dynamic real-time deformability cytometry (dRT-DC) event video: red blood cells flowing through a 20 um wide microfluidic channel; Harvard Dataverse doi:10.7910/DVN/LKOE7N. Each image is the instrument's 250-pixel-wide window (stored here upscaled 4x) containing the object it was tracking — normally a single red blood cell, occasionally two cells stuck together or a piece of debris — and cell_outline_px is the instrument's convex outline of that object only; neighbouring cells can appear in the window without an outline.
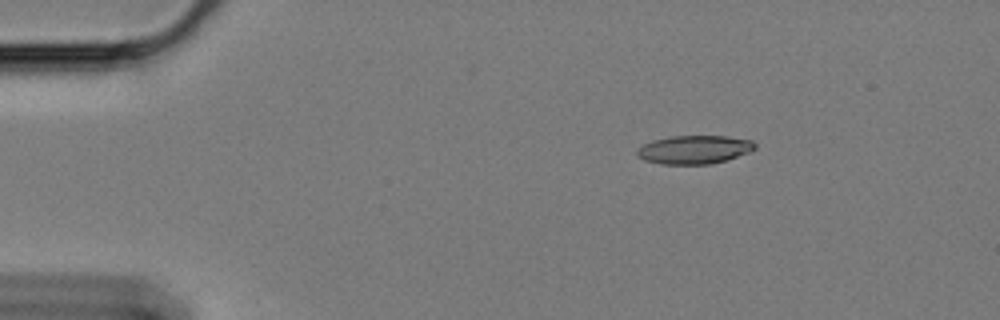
{"species": "Egyptian fruit bat (a non-hibernating species)", "species_latin": "Rousettus aegyptiacus", "temperature_condition": "cold", "stored_images_in_passage": 51, "camera_frame_rate_fps": 3000, "um_per_image_px": 0.085, "animal": {"sex": "female"}, "frame": {"image": 1, "passage_image": 1, "time_ms": 0.0, "image_size_px": [1000, 320], "cell_outline_px": [[756, 148], [748, 152], [728, 160], [708, 164], [660, 164], [644, 160], [636, 156], [636, 148], [652, 140], [672, 136], [724, 136], [752, 140], [756, 144]], "centroid_in_image_um": [58.98, 12.72], "position_along_channel_um": 26.0, "area_um2": 19.65}}
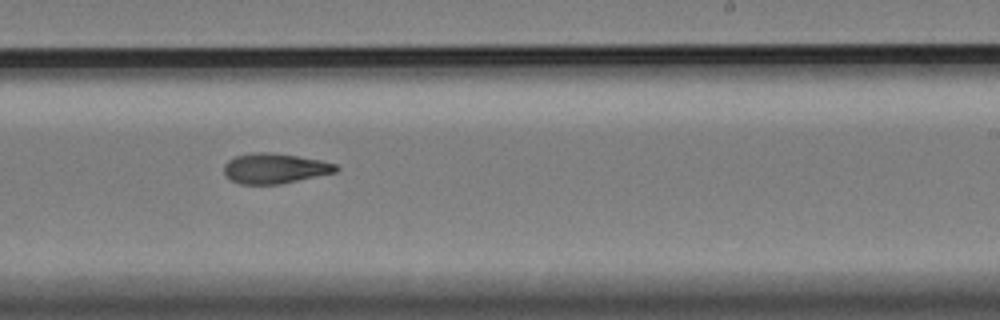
{"frame": {"image": 2, "passage_image": 28, "time_ms": 9.0, "image_size_px": [1000, 320], "cell_outline_px": [[340, 168], [336, 172], [280, 184], [240, 184], [232, 180], [224, 172], [224, 164], [228, 160], [236, 156], [252, 152], [268, 152], [296, 156], [320, 160], [336, 164]], "centroid_in_image_um": [23.35, 14.31], "position_along_channel_um": 265.6, "area_um2": 19.54}}
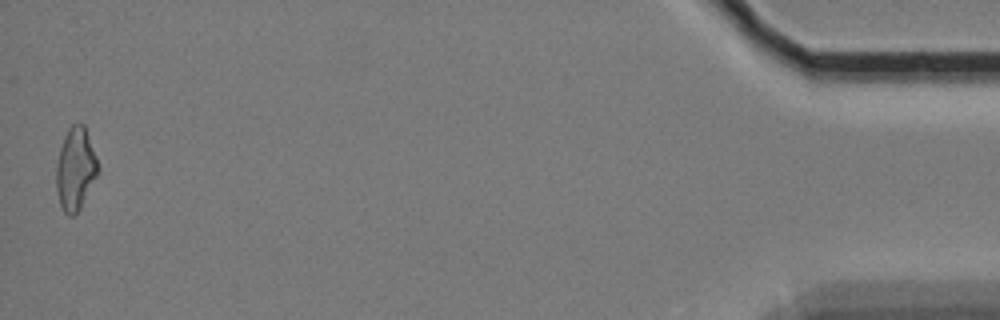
{"frame": {"image": 3, "passage_image": 50, "time_ms": 16.333, "image_size_px": [1000, 320], "cell_outline_px": [[100, 168], [80, 208], [72, 216], [68, 216], [64, 212], [60, 204], [56, 188], [56, 164], [60, 148], [64, 136], [68, 128], [72, 124], [84, 124], [96, 156]], "centroid_in_image_um": [6.4, 14.34], "position_along_channel_um": 428.8, "area_um2": 19.88}, "authors_computed_cell_mechanics": {"area_um2": 19.7676, "velocity_mm_per_s": 3.4108, "shape_relaxation_time_tau1_ms": null, "shape_relaxation_time_tau2_ms": 3.8668, "deformation_change_tau1": null, "deformation_change_tau2": 0.1216}}